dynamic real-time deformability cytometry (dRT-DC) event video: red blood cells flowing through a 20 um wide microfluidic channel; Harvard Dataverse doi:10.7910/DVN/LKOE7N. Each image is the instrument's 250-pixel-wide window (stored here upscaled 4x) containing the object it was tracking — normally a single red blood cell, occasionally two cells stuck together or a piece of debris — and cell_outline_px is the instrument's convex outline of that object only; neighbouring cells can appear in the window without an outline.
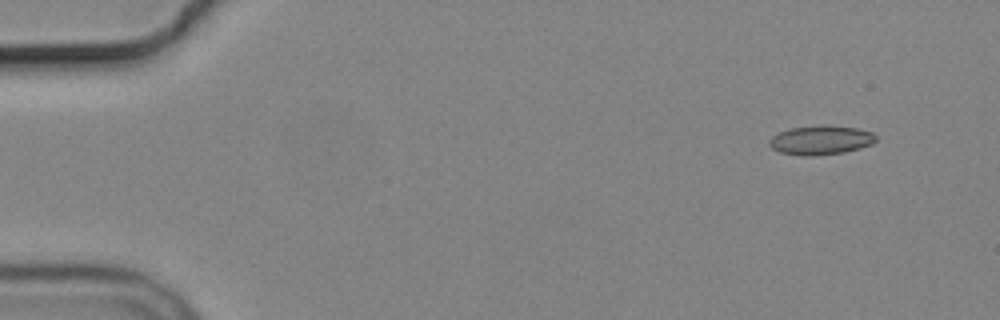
{"species": "common noctule bat (a hibernating species)", "species_latin": "Nyctalus noctula", "temperature_condition": "cold", "stored_images_in_passage": 5, "camera_frame_rate_fps": 3000, "um_per_image_px": 0.085, "animal": {"sex": "male", "body_mass_g": 19.2, "forearm_length_mm": 51.8}, "frame": {"image": 1, "passage_image": 2, "time_ms": 1.333, "image_size_px": [1000, 320], "cell_outline_px": [[876, 140], [872, 144], [860, 148], [844, 152], [812, 156], [804, 156], [780, 152], [772, 148], [768, 144], [768, 140], [772, 136], [780, 132], [792, 128], [820, 124], [856, 128], [872, 132], [876, 136]], "centroid_in_image_um": [69.76, 11.9], "position_along_channel_um": 15.2, "area_um2": 18.15}}